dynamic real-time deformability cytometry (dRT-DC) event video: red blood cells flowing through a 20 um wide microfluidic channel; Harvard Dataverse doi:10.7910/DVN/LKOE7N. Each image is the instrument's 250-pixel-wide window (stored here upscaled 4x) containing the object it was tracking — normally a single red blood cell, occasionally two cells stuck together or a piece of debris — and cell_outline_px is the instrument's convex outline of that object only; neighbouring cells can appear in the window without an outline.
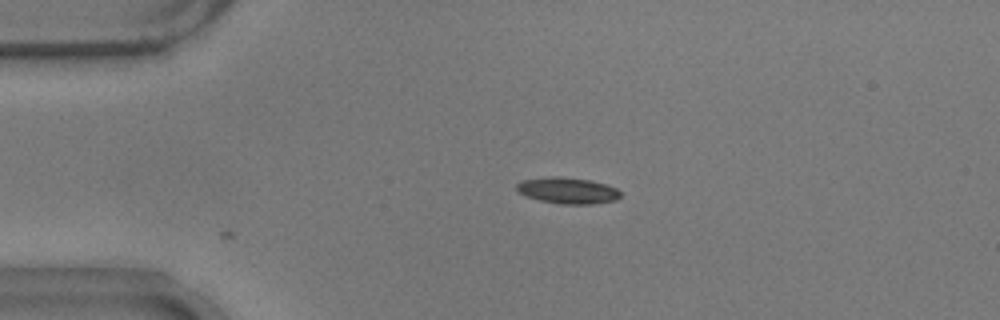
{"species": "common noctule bat (a hibernating species)", "species_latin": "Nyctalus noctula", "temperature_condition": "warm", "stored_images_in_passage": 2, "camera_frame_rate_fps": 3000, "um_per_image_px": 0.085, "animal": {"sex": "male", "body_mass_g": 17.9}, "frame": {"image": 1, "passage_image": 1, "time_ms": 0.0, "image_size_px": [1000, 320], "cell_outline_px": [[620, 196], [616, 200], [592, 204], [560, 204], [540, 200], [524, 196], [516, 192], [516, 184], [524, 180], [552, 176], [560, 176], [592, 180], [616, 188], [620, 192]], "centroid_in_image_um": [48.22, 16.19], "position_along_channel_um": 36.8, "area_um2": 15.95}}